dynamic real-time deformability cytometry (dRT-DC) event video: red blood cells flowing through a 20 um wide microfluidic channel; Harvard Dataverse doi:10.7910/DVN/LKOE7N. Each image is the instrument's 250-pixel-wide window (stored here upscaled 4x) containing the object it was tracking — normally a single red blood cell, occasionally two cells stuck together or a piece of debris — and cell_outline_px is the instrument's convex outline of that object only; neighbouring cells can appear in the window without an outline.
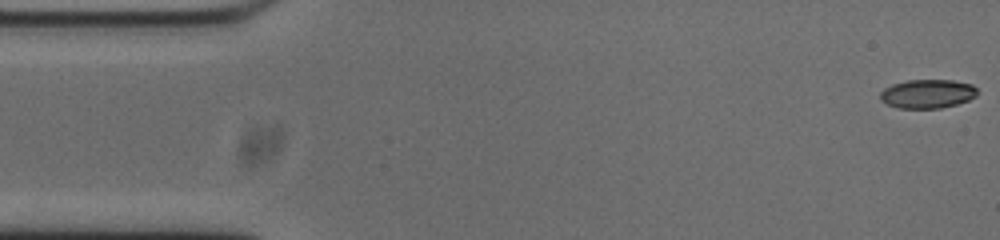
{"species": "common noctule bat (a hibernating species)", "species_latin": "Nyctalus noctula", "temperature_condition": "cold", "stored_images_in_passage": 53, "camera_frame_rate_fps": 3000, "um_per_image_px": 0.085, "animal": {"sex": "male", "body_mass_g": 20.0, "forearm_length_mm": 53.3}, "frame": {"image": 1, "passage_image": 1, "time_ms": 0.0, "image_size_px": [1000, 240], "cell_outline_px": [[976, 96], [968, 100], [956, 104], [940, 108], [900, 108], [888, 104], [880, 100], [880, 92], [884, 88], [892, 84], [908, 80], [952, 80], [972, 84], [976, 88]], "centroid_in_image_um": [78.82, 7.96], "position_along_channel_um": 6.2, "area_um2": 16.24}}
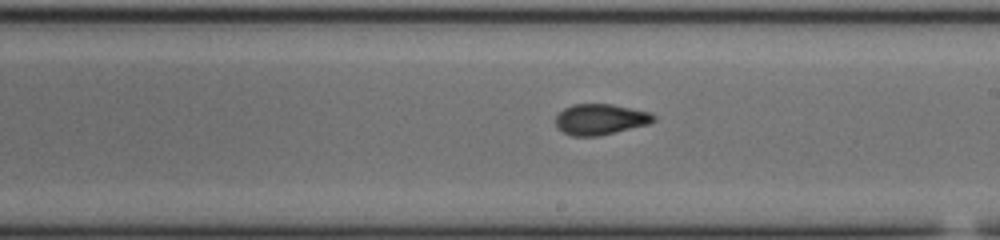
{"frame": {"image": 2, "passage_image": 29, "time_ms": 9.333, "image_size_px": [1000, 240], "cell_outline_px": [[656, 120], [648, 124], [596, 136], [572, 136], [564, 132], [556, 124], [556, 116], [564, 108], [572, 104], [612, 104], [652, 112], [656, 116]], "centroid_in_image_um": [51.06, 10.12], "position_along_channel_um": 237.9, "area_um2": 17.46}}
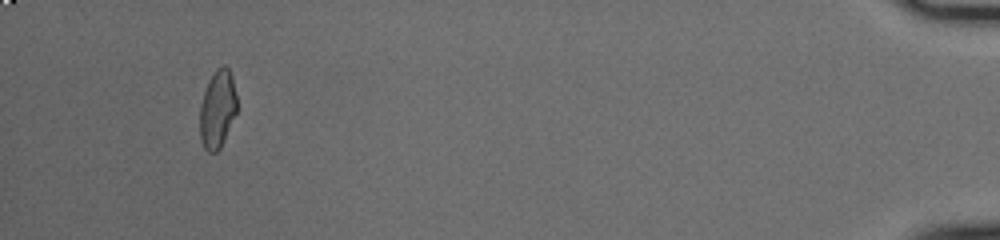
{"frame": {"image": 3, "passage_image": 50, "time_ms": 16.333, "image_size_px": [1000, 240], "cell_outline_px": [[236, 112], [224, 140], [220, 148], [216, 152], [208, 152], [204, 148], [200, 140], [200, 104], [208, 80], [216, 68], [224, 64], [228, 68], [232, 76], [236, 96]], "centroid_in_image_um": [18.47, 9.26], "position_along_channel_um": 416.7, "area_um2": 16.82}, "authors_computed_cell_mechanics": {"area_um2": 17.3978, "velocity_mm_per_s": 3.7697, "shape_relaxation_time_tau1_ms": null, "shape_relaxation_time_tau2_ms": 1.5778, "deformation_change_tau1": null, "deformation_change_tau2": 0.0642}}